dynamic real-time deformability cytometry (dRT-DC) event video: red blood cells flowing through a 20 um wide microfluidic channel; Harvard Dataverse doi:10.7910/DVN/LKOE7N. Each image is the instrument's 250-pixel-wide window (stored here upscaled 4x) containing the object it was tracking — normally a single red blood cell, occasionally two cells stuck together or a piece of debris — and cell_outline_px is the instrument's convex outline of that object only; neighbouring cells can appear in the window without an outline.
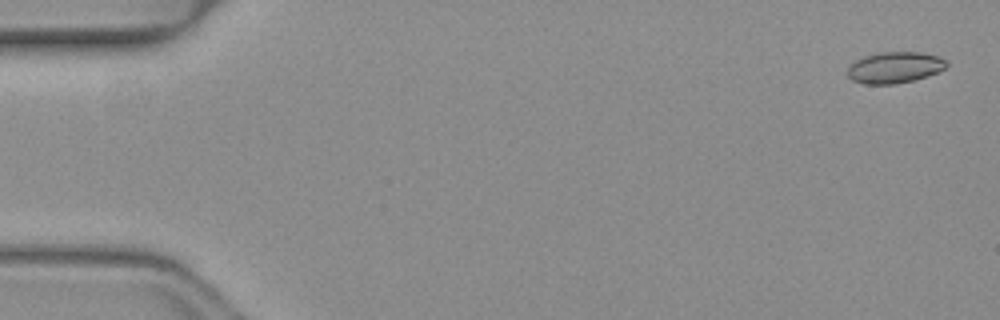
{"species": "common noctule bat (a hibernating species)", "species_latin": "Nyctalus noctula", "temperature_condition": "warm", "stored_images_in_passage": 51, "camera_frame_rate_fps": 3000, "um_per_image_px": 0.085, "animal": {"sex": "female", "body_mass_g": 19.3, "forearm_length_mm": 54.1}, "frame": {"image": 1, "passage_image": 2, "time_ms": 0.333, "image_size_px": [1000, 320], "cell_outline_px": [[948, 64], [944, 68], [928, 76], [912, 80], [892, 84], [864, 84], [852, 80], [848, 76], [848, 68], [856, 60], [864, 56], [880, 52], [920, 52], [940, 56]], "centroid_in_image_um": [76.04, 5.73], "position_along_channel_um": 9.0, "area_um2": 17.86}}
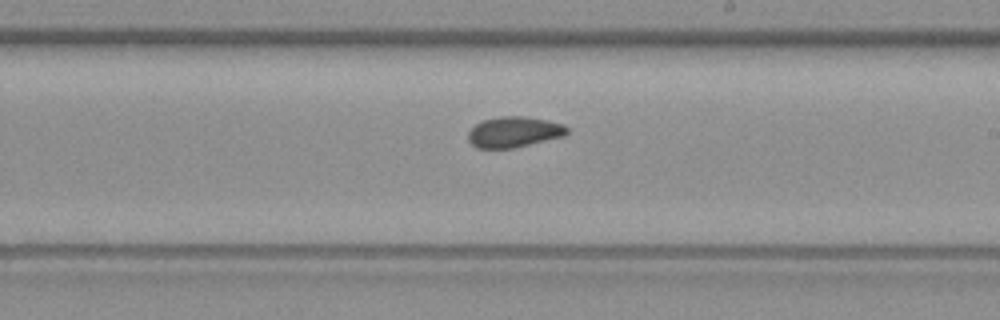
{"frame": {"image": 2, "passage_image": 30, "time_ms": 9.667, "image_size_px": [1000, 320], "cell_outline_px": [[568, 132], [564, 136], [512, 148], [476, 148], [468, 140], [468, 132], [476, 124], [484, 120], [500, 116], [524, 116], [548, 120], [564, 124], [568, 128]], "centroid_in_image_um": [43.7, 11.21], "position_along_channel_um": 245.3, "area_um2": 17.63}}
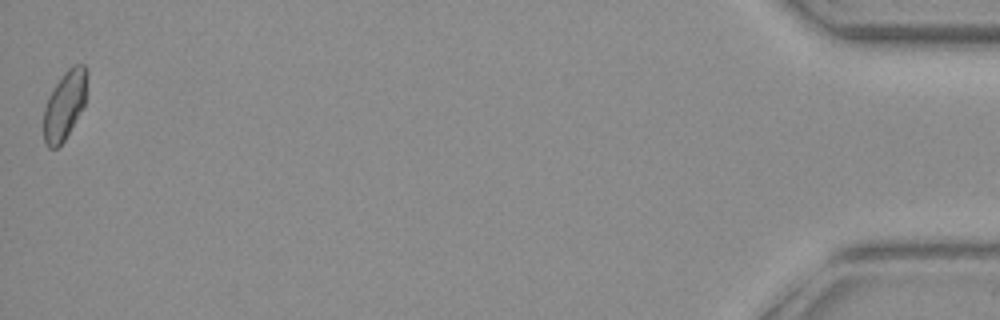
{"frame": {"image": 3, "passage_image": 51, "time_ms": 16.667, "image_size_px": [1000, 320], "cell_outline_px": [[88, 72], [84, 104], [64, 140], [56, 148], [48, 148], [44, 144], [44, 108], [48, 96], [64, 72], [72, 64], [84, 64], [88, 68]], "centroid_in_image_um": [5.49, 8.89], "position_along_channel_um": 429.7, "area_um2": 17.22}, "authors_computed_cell_mechanics": {"area_um2": 17.629, "velocity_mm_per_s": 4.0647, "shape_relaxation_time_tau1_ms": 8.6327, "shape_relaxation_time_tau2_ms": 2.5696, "deformation_change_tau1": 0.1072, "deformation_change_tau2": 0.0515}}